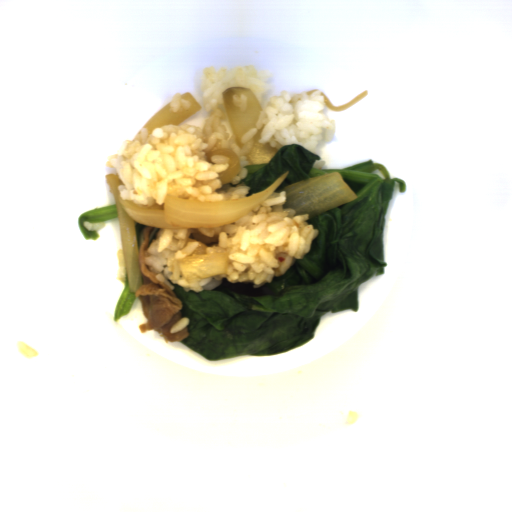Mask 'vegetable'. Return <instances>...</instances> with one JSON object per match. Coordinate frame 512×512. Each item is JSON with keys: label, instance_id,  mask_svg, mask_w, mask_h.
Masks as SVG:
<instances>
[{"label": "vegetable", "instance_id": "4", "mask_svg": "<svg viewBox=\"0 0 512 512\" xmlns=\"http://www.w3.org/2000/svg\"><path fill=\"white\" fill-rule=\"evenodd\" d=\"M134 225H135V232H136V240H137V246H138V249L141 245V243L143 242L144 240V231H145V228L148 227L149 225H145V224H141V223H137L134 221Z\"/></svg>", "mask_w": 512, "mask_h": 512}, {"label": "vegetable", "instance_id": "3", "mask_svg": "<svg viewBox=\"0 0 512 512\" xmlns=\"http://www.w3.org/2000/svg\"><path fill=\"white\" fill-rule=\"evenodd\" d=\"M136 292H131L128 283L127 271L125 273L124 287L120 292L113 312L114 323L118 322L124 315L130 312L136 297Z\"/></svg>", "mask_w": 512, "mask_h": 512}, {"label": "vegetable", "instance_id": "2", "mask_svg": "<svg viewBox=\"0 0 512 512\" xmlns=\"http://www.w3.org/2000/svg\"><path fill=\"white\" fill-rule=\"evenodd\" d=\"M114 218H119L117 203L92 208L79 215L77 218L78 227L85 239L98 240L100 237L96 230H88L84 227L83 222H101Z\"/></svg>", "mask_w": 512, "mask_h": 512}, {"label": "vegetable", "instance_id": "5", "mask_svg": "<svg viewBox=\"0 0 512 512\" xmlns=\"http://www.w3.org/2000/svg\"><path fill=\"white\" fill-rule=\"evenodd\" d=\"M159 229H160V228H155V227H154L153 229H151V230H150V232H149V243H148V245H149V244H150V242L153 240V238H154L155 234L157 233V231H158Z\"/></svg>", "mask_w": 512, "mask_h": 512}, {"label": "vegetable", "instance_id": "1", "mask_svg": "<svg viewBox=\"0 0 512 512\" xmlns=\"http://www.w3.org/2000/svg\"><path fill=\"white\" fill-rule=\"evenodd\" d=\"M320 156L299 144L277 149L265 164H250L237 184L248 195L264 191L287 172L273 191L328 173H340L356 198L308 219L317 237L301 259L280 277L254 288L231 283L200 292L174 286L188 317L187 338L177 341L209 361L238 355L271 356L292 351L314 339L323 315L359 311L361 283L385 275V216L395 183L405 193V181L391 177L386 166L366 160L344 168L313 167ZM383 172L385 179L372 173ZM247 195V196H248Z\"/></svg>", "mask_w": 512, "mask_h": 512}]
</instances>
